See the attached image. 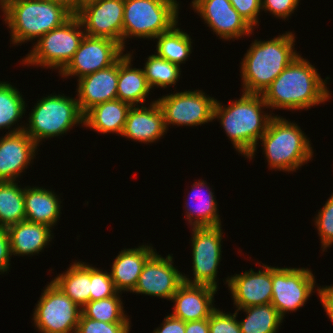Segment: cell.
Segmentation results:
<instances>
[{
    "label": "cell",
    "mask_w": 333,
    "mask_h": 333,
    "mask_svg": "<svg viewBox=\"0 0 333 333\" xmlns=\"http://www.w3.org/2000/svg\"><path fill=\"white\" fill-rule=\"evenodd\" d=\"M176 0H124L123 48L127 38H156L178 23Z\"/></svg>",
    "instance_id": "8992f818"
},
{
    "label": "cell",
    "mask_w": 333,
    "mask_h": 333,
    "mask_svg": "<svg viewBox=\"0 0 333 333\" xmlns=\"http://www.w3.org/2000/svg\"><path fill=\"white\" fill-rule=\"evenodd\" d=\"M131 105L119 99L98 104L83 115L82 126L107 134H122Z\"/></svg>",
    "instance_id": "d4e9b609"
},
{
    "label": "cell",
    "mask_w": 333,
    "mask_h": 333,
    "mask_svg": "<svg viewBox=\"0 0 333 333\" xmlns=\"http://www.w3.org/2000/svg\"><path fill=\"white\" fill-rule=\"evenodd\" d=\"M116 290L111 274L106 270L95 268L91 265V291L90 301L106 299L114 296Z\"/></svg>",
    "instance_id": "d590c367"
},
{
    "label": "cell",
    "mask_w": 333,
    "mask_h": 333,
    "mask_svg": "<svg viewBox=\"0 0 333 333\" xmlns=\"http://www.w3.org/2000/svg\"><path fill=\"white\" fill-rule=\"evenodd\" d=\"M125 49L114 40L85 35L72 60L59 73L78 79L113 65Z\"/></svg>",
    "instance_id": "5bb4252c"
},
{
    "label": "cell",
    "mask_w": 333,
    "mask_h": 333,
    "mask_svg": "<svg viewBox=\"0 0 333 333\" xmlns=\"http://www.w3.org/2000/svg\"><path fill=\"white\" fill-rule=\"evenodd\" d=\"M317 291L326 314L333 322V285L321 288L317 287Z\"/></svg>",
    "instance_id": "7bdbcfd3"
},
{
    "label": "cell",
    "mask_w": 333,
    "mask_h": 333,
    "mask_svg": "<svg viewBox=\"0 0 333 333\" xmlns=\"http://www.w3.org/2000/svg\"><path fill=\"white\" fill-rule=\"evenodd\" d=\"M153 333H185V322L171 314L167 315L161 327L154 329Z\"/></svg>",
    "instance_id": "b9f144b4"
},
{
    "label": "cell",
    "mask_w": 333,
    "mask_h": 333,
    "mask_svg": "<svg viewBox=\"0 0 333 333\" xmlns=\"http://www.w3.org/2000/svg\"><path fill=\"white\" fill-rule=\"evenodd\" d=\"M130 327V323L100 322L81 313L76 333H129Z\"/></svg>",
    "instance_id": "74e56055"
},
{
    "label": "cell",
    "mask_w": 333,
    "mask_h": 333,
    "mask_svg": "<svg viewBox=\"0 0 333 333\" xmlns=\"http://www.w3.org/2000/svg\"><path fill=\"white\" fill-rule=\"evenodd\" d=\"M246 312L245 319L238 320L242 333H277L283 318L271 304L237 308Z\"/></svg>",
    "instance_id": "4dcf8cb0"
},
{
    "label": "cell",
    "mask_w": 333,
    "mask_h": 333,
    "mask_svg": "<svg viewBox=\"0 0 333 333\" xmlns=\"http://www.w3.org/2000/svg\"><path fill=\"white\" fill-rule=\"evenodd\" d=\"M75 15L85 35L109 38L123 47L124 0H84Z\"/></svg>",
    "instance_id": "4fadbf2b"
},
{
    "label": "cell",
    "mask_w": 333,
    "mask_h": 333,
    "mask_svg": "<svg viewBox=\"0 0 333 333\" xmlns=\"http://www.w3.org/2000/svg\"><path fill=\"white\" fill-rule=\"evenodd\" d=\"M180 66L152 54L147 58L143 68L146 80L149 86L166 88L168 86H175L180 79L181 75Z\"/></svg>",
    "instance_id": "d6a6232c"
},
{
    "label": "cell",
    "mask_w": 333,
    "mask_h": 333,
    "mask_svg": "<svg viewBox=\"0 0 333 333\" xmlns=\"http://www.w3.org/2000/svg\"><path fill=\"white\" fill-rule=\"evenodd\" d=\"M168 129L165 127L164 115L157 101H152L147 108L131 106L121 136L130 140L153 143L159 140Z\"/></svg>",
    "instance_id": "44dd1931"
},
{
    "label": "cell",
    "mask_w": 333,
    "mask_h": 333,
    "mask_svg": "<svg viewBox=\"0 0 333 333\" xmlns=\"http://www.w3.org/2000/svg\"><path fill=\"white\" fill-rule=\"evenodd\" d=\"M217 289L183 282L174 293L171 301L175 303L172 316L184 322L208 319L216 309L213 306Z\"/></svg>",
    "instance_id": "d6986e66"
},
{
    "label": "cell",
    "mask_w": 333,
    "mask_h": 333,
    "mask_svg": "<svg viewBox=\"0 0 333 333\" xmlns=\"http://www.w3.org/2000/svg\"><path fill=\"white\" fill-rule=\"evenodd\" d=\"M315 225L324 251L333 244V193L315 218Z\"/></svg>",
    "instance_id": "e575fe53"
},
{
    "label": "cell",
    "mask_w": 333,
    "mask_h": 333,
    "mask_svg": "<svg viewBox=\"0 0 333 333\" xmlns=\"http://www.w3.org/2000/svg\"><path fill=\"white\" fill-rule=\"evenodd\" d=\"M185 333H209L208 319L185 322Z\"/></svg>",
    "instance_id": "ee69618b"
},
{
    "label": "cell",
    "mask_w": 333,
    "mask_h": 333,
    "mask_svg": "<svg viewBox=\"0 0 333 333\" xmlns=\"http://www.w3.org/2000/svg\"><path fill=\"white\" fill-rule=\"evenodd\" d=\"M183 282V274L173 266V257L168 254L164 258L155 252L146 261L132 292L171 300Z\"/></svg>",
    "instance_id": "9a60e30c"
},
{
    "label": "cell",
    "mask_w": 333,
    "mask_h": 333,
    "mask_svg": "<svg viewBox=\"0 0 333 333\" xmlns=\"http://www.w3.org/2000/svg\"><path fill=\"white\" fill-rule=\"evenodd\" d=\"M223 106L216 99L213 119L220 120L236 151L252 160L257 150V141L266 132L273 117L272 114H263L262 110L268 106L262 94L243 92L240 99Z\"/></svg>",
    "instance_id": "7a4b0ae2"
},
{
    "label": "cell",
    "mask_w": 333,
    "mask_h": 333,
    "mask_svg": "<svg viewBox=\"0 0 333 333\" xmlns=\"http://www.w3.org/2000/svg\"><path fill=\"white\" fill-rule=\"evenodd\" d=\"M151 245L121 250L111 267V277L118 292H132L146 261L155 253Z\"/></svg>",
    "instance_id": "7402d4cb"
},
{
    "label": "cell",
    "mask_w": 333,
    "mask_h": 333,
    "mask_svg": "<svg viewBox=\"0 0 333 333\" xmlns=\"http://www.w3.org/2000/svg\"><path fill=\"white\" fill-rule=\"evenodd\" d=\"M177 23L167 32L161 33L157 39L156 55L180 66L192 53V39L177 27Z\"/></svg>",
    "instance_id": "f1b7e54d"
},
{
    "label": "cell",
    "mask_w": 333,
    "mask_h": 333,
    "mask_svg": "<svg viewBox=\"0 0 333 333\" xmlns=\"http://www.w3.org/2000/svg\"><path fill=\"white\" fill-rule=\"evenodd\" d=\"M191 4L221 39H239L253 33L254 28L240 16L229 0H193Z\"/></svg>",
    "instance_id": "2e32d148"
},
{
    "label": "cell",
    "mask_w": 333,
    "mask_h": 333,
    "mask_svg": "<svg viewBox=\"0 0 333 333\" xmlns=\"http://www.w3.org/2000/svg\"><path fill=\"white\" fill-rule=\"evenodd\" d=\"M61 201L54 191L42 187L24 188L25 216L27 221L50 226L60 218Z\"/></svg>",
    "instance_id": "484cf974"
},
{
    "label": "cell",
    "mask_w": 333,
    "mask_h": 333,
    "mask_svg": "<svg viewBox=\"0 0 333 333\" xmlns=\"http://www.w3.org/2000/svg\"><path fill=\"white\" fill-rule=\"evenodd\" d=\"M132 58V54L126 53L118 59L117 99L131 106L143 105L152 89L143 69L131 67Z\"/></svg>",
    "instance_id": "cb8c5ba5"
},
{
    "label": "cell",
    "mask_w": 333,
    "mask_h": 333,
    "mask_svg": "<svg viewBox=\"0 0 333 333\" xmlns=\"http://www.w3.org/2000/svg\"><path fill=\"white\" fill-rule=\"evenodd\" d=\"M33 321L41 333H76L81 308L52 281L36 304Z\"/></svg>",
    "instance_id": "9c48e42d"
},
{
    "label": "cell",
    "mask_w": 333,
    "mask_h": 333,
    "mask_svg": "<svg viewBox=\"0 0 333 333\" xmlns=\"http://www.w3.org/2000/svg\"><path fill=\"white\" fill-rule=\"evenodd\" d=\"M10 256L12 254L8 230L7 228H0V272L3 274L9 270Z\"/></svg>",
    "instance_id": "60d3db41"
},
{
    "label": "cell",
    "mask_w": 333,
    "mask_h": 333,
    "mask_svg": "<svg viewBox=\"0 0 333 333\" xmlns=\"http://www.w3.org/2000/svg\"><path fill=\"white\" fill-rule=\"evenodd\" d=\"M26 219L24 188L16 181L0 182V228H8Z\"/></svg>",
    "instance_id": "f546056e"
},
{
    "label": "cell",
    "mask_w": 333,
    "mask_h": 333,
    "mask_svg": "<svg viewBox=\"0 0 333 333\" xmlns=\"http://www.w3.org/2000/svg\"><path fill=\"white\" fill-rule=\"evenodd\" d=\"M33 108L24 131L38 146L42 140L63 135L75 124L83 123L77 99L65 95L50 94Z\"/></svg>",
    "instance_id": "52a82bcc"
},
{
    "label": "cell",
    "mask_w": 333,
    "mask_h": 333,
    "mask_svg": "<svg viewBox=\"0 0 333 333\" xmlns=\"http://www.w3.org/2000/svg\"><path fill=\"white\" fill-rule=\"evenodd\" d=\"M222 227H192L193 280L183 274L189 284L207 285L218 289L217 269L222 251Z\"/></svg>",
    "instance_id": "30bf717a"
},
{
    "label": "cell",
    "mask_w": 333,
    "mask_h": 333,
    "mask_svg": "<svg viewBox=\"0 0 333 333\" xmlns=\"http://www.w3.org/2000/svg\"><path fill=\"white\" fill-rule=\"evenodd\" d=\"M25 127L13 128L0 137V182L17 181L35 157L38 145L24 131Z\"/></svg>",
    "instance_id": "e0dca14e"
},
{
    "label": "cell",
    "mask_w": 333,
    "mask_h": 333,
    "mask_svg": "<svg viewBox=\"0 0 333 333\" xmlns=\"http://www.w3.org/2000/svg\"><path fill=\"white\" fill-rule=\"evenodd\" d=\"M51 229L50 226L27 220L9 226L7 230L11 254L14 256L39 254L53 238Z\"/></svg>",
    "instance_id": "603a6c76"
},
{
    "label": "cell",
    "mask_w": 333,
    "mask_h": 333,
    "mask_svg": "<svg viewBox=\"0 0 333 333\" xmlns=\"http://www.w3.org/2000/svg\"><path fill=\"white\" fill-rule=\"evenodd\" d=\"M314 277L308 268L272 267L271 304L283 319L304 306L315 288Z\"/></svg>",
    "instance_id": "8fae6325"
},
{
    "label": "cell",
    "mask_w": 333,
    "mask_h": 333,
    "mask_svg": "<svg viewBox=\"0 0 333 333\" xmlns=\"http://www.w3.org/2000/svg\"><path fill=\"white\" fill-rule=\"evenodd\" d=\"M208 189V191H203ZM198 188V189H197ZM202 191V192H201ZM190 199L185 204L186 220L191 227H217L222 226L220 215H218L216 198L213 195L212 189L203 180L194 182ZM206 194V195H205ZM205 195V196H204ZM193 198V199H191ZM193 202V203H190ZM196 203V205H193Z\"/></svg>",
    "instance_id": "4316f807"
},
{
    "label": "cell",
    "mask_w": 333,
    "mask_h": 333,
    "mask_svg": "<svg viewBox=\"0 0 333 333\" xmlns=\"http://www.w3.org/2000/svg\"><path fill=\"white\" fill-rule=\"evenodd\" d=\"M117 292L114 296L88 302L82 309V314L92 320L107 323H130L123 310L122 299Z\"/></svg>",
    "instance_id": "1f68e13d"
},
{
    "label": "cell",
    "mask_w": 333,
    "mask_h": 333,
    "mask_svg": "<svg viewBox=\"0 0 333 333\" xmlns=\"http://www.w3.org/2000/svg\"><path fill=\"white\" fill-rule=\"evenodd\" d=\"M307 59L299 54L275 78L262 96L270 109L307 110L330 99L325 80Z\"/></svg>",
    "instance_id": "6da1fadb"
},
{
    "label": "cell",
    "mask_w": 333,
    "mask_h": 333,
    "mask_svg": "<svg viewBox=\"0 0 333 333\" xmlns=\"http://www.w3.org/2000/svg\"><path fill=\"white\" fill-rule=\"evenodd\" d=\"M25 101L19 90L8 82H0V129H11L25 115Z\"/></svg>",
    "instance_id": "836d02e7"
},
{
    "label": "cell",
    "mask_w": 333,
    "mask_h": 333,
    "mask_svg": "<svg viewBox=\"0 0 333 333\" xmlns=\"http://www.w3.org/2000/svg\"><path fill=\"white\" fill-rule=\"evenodd\" d=\"M0 9L14 46L40 39L74 15L65 6L49 0H8Z\"/></svg>",
    "instance_id": "277c9868"
},
{
    "label": "cell",
    "mask_w": 333,
    "mask_h": 333,
    "mask_svg": "<svg viewBox=\"0 0 333 333\" xmlns=\"http://www.w3.org/2000/svg\"><path fill=\"white\" fill-rule=\"evenodd\" d=\"M300 0H261V10L269 11L271 14L283 20L297 9Z\"/></svg>",
    "instance_id": "ab89813d"
},
{
    "label": "cell",
    "mask_w": 333,
    "mask_h": 333,
    "mask_svg": "<svg viewBox=\"0 0 333 333\" xmlns=\"http://www.w3.org/2000/svg\"><path fill=\"white\" fill-rule=\"evenodd\" d=\"M8 0H0V6H2Z\"/></svg>",
    "instance_id": "bcb514c9"
},
{
    "label": "cell",
    "mask_w": 333,
    "mask_h": 333,
    "mask_svg": "<svg viewBox=\"0 0 333 333\" xmlns=\"http://www.w3.org/2000/svg\"><path fill=\"white\" fill-rule=\"evenodd\" d=\"M240 16L253 28L258 24L261 0H229Z\"/></svg>",
    "instance_id": "f35d334b"
},
{
    "label": "cell",
    "mask_w": 333,
    "mask_h": 333,
    "mask_svg": "<svg viewBox=\"0 0 333 333\" xmlns=\"http://www.w3.org/2000/svg\"><path fill=\"white\" fill-rule=\"evenodd\" d=\"M263 268L265 269L262 270ZM226 283L236 308L271 303L272 266L263 264L257 272L251 268L250 271L228 277Z\"/></svg>",
    "instance_id": "ac0fdd59"
},
{
    "label": "cell",
    "mask_w": 333,
    "mask_h": 333,
    "mask_svg": "<svg viewBox=\"0 0 333 333\" xmlns=\"http://www.w3.org/2000/svg\"><path fill=\"white\" fill-rule=\"evenodd\" d=\"M77 81V101L80 111L84 115L98 104L117 99L118 60L113 65Z\"/></svg>",
    "instance_id": "ffe728a7"
},
{
    "label": "cell",
    "mask_w": 333,
    "mask_h": 333,
    "mask_svg": "<svg viewBox=\"0 0 333 333\" xmlns=\"http://www.w3.org/2000/svg\"><path fill=\"white\" fill-rule=\"evenodd\" d=\"M259 140L272 169L296 171L313 158L311 142L301 128L278 115L271 118L266 132Z\"/></svg>",
    "instance_id": "5b68a950"
},
{
    "label": "cell",
    "mask_w": 333,
    "mask_h": 333,
    "mask_svg": "<svg viewBox=\"0 0 333 333\" xmlns=\"http://www.w3.org/2000/svg\"><path fill=\"white\" fill-rule=\"evenodd\" d=\"M295 35L286 32L268 41L252 42L241 62L245 93L263 94L275 78L299 55ZM297 52V53H296Z\"/></svg>",
    "instance_id": "3957f363"
},
{
    "label": "cell",
    "mask_w": 333,
    "mask_h": 333,
    "mask_svg": "<svg viewBox=\"0 0 333 333\" xmlns=\"http://www.w3.org/2000/svg\"><path fill=\"white\" fill-rule=\"evenodd\" d=\"M51 2L59 3L65 6L68 10H70L73 14H76L84 0H49Z\"/></svg>",
    "instance_id": "f6af8a7d"
},
{
    "label": "cell",
    "mask_w": 333,
    "mask_h": 333,
    "mask_svg": "<svg viewBox=\"0 0 333 333\" xmlns=\"http://www.w3.org/2000/svg\"><path fill=\"white\" fill-rule=\"evenodd\" d=\"M82 29V23L74 14L63 25L37 39L30 53L22 59V64L58 68L61 72L72 60L85 36Z\"/></svg>",
    "instance_id": "ba28073f"
},
{
    "label": "cell",
    "mask_w": 333,
    "mask_h": 333,
    "mask_svg": "<svg viewBox=\"0 0 333 333\" xmlns=\"http://www.w3.org/2000/svg\"><path fill=\"white\" fill-rule=\"evenodd\" d=\"M162 109L166 129L169 125L198 126L213 119L216 99L201 90L176 92L156 100Z\"/></svg>",
    "instance_id": "7c38bea8"
},
{
    "label": "cell",
    "mask_w": 333,
    "mask_h": 333,
    "mask_svg": "<svg viewBox=\"0 0 333 333\" xmlns=\"http://www.w3.org/2000/svg\"><path fill=\"white\" fill-rule=\"evenodd\" d=\"M52 282L81 309L90 302L91 265L75 261Z\"/></svg>",
    "instance_id": "83f0119b"
},
{
    "label": "cell",
    "mask_w": 333,
    "mask_h": 333,
    "mask_svg": "<svg viewBox=\"0 0 333 333\" xmlns=\"http://www.w3.org/2000/svg\"><path fill=\"white\" fill-rule=\"evenodd\" d=\"M237 314L238 310L231 314L216 308L208 318L209 333H242Z\"/></svg>",
    "instance_id": "8d00e7d4"
}]
</instances>
